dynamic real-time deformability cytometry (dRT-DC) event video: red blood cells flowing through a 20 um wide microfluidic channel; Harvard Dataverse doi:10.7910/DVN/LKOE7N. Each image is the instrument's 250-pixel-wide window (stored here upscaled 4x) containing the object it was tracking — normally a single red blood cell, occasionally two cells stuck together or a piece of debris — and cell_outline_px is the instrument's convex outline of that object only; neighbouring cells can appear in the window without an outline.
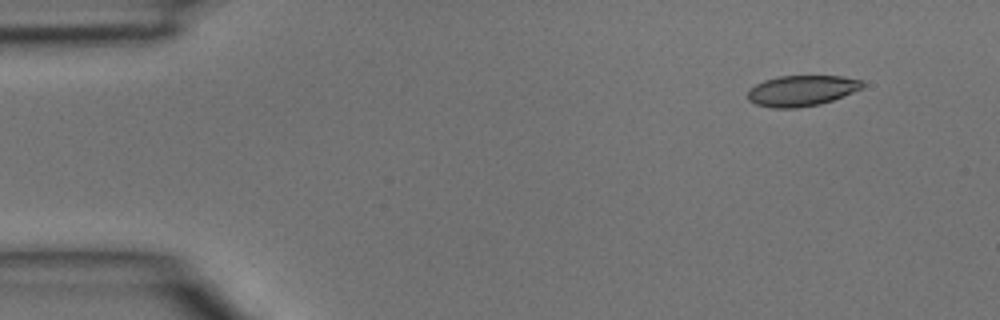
{"species": "common noctule bat (a hibernating species)", "species_latin": "Nyctalus noctula", "temperature_condition": "room temperature", "stored_images_in_passage": 2, "camera_frame_rate_fps": 3000, "um_per_image_px": 0.085, "animal": {"sex": "male", "body_mass_g": 15.6}, "frame": {"image": 1, "passage_image": 1, "time_ms": 0.0, "image_size_px": [1000, 320], "cell_outline_px": [[864, 84], [860, 88], [852, 92], [832, 100], [820, 104], [796, 108], [772, 108], [756, 104], [748, 100], [748, 88], [764, 80], [780, 76], [840, 76], [860, 80]], "centroid_in_image_um": [68.08, 7.71], "position_along_channel_um": 16.9, "area_um2": 20.35}}